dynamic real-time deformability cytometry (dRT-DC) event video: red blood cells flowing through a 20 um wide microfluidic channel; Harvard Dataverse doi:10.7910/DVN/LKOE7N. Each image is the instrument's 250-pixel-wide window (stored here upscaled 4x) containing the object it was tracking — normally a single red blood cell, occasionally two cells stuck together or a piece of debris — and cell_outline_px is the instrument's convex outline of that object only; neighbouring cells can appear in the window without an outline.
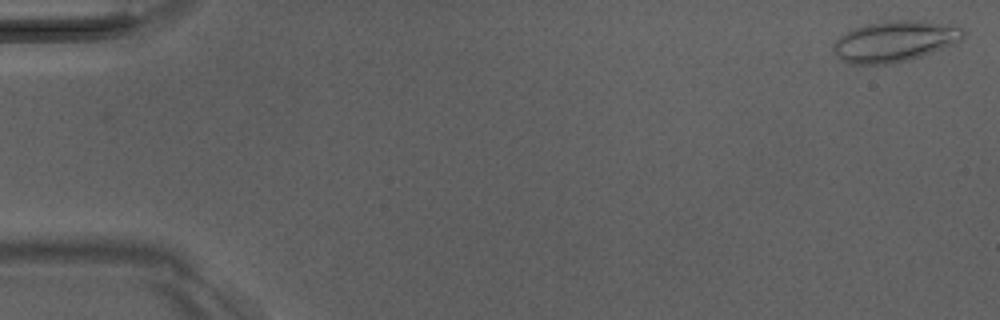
{"species": "Egyptian fruit bat (a non-hibernating species)", "species_latin": "Rousettus aegyptiacus", "temperature_condition": "room temperature", "stored_images_in_passage": 51, "camera_frame_rate_fps": 3000, "um_per_image_px": 0.085, "animal": {"sex": "male"}, "frame": {"image": 1, "passage_image": 1, "time_ms": 0.0, "image_size_px": [1000, 320], "cell_outline_px": [[964, 36], [960, 40], [952, 44], [932, 52], [908, 60], [892, 64], [852, 64], [836, 56], [832, 52], [832, 44], [840, 36], [856, 28], [868, 24], [892, 20], [924, 20], [956, 24], [964, 32]], "centroid_in_image_um": [76.06, 3.5], "position_along_channel_um": 8.9, "area_um2": 30.92}}
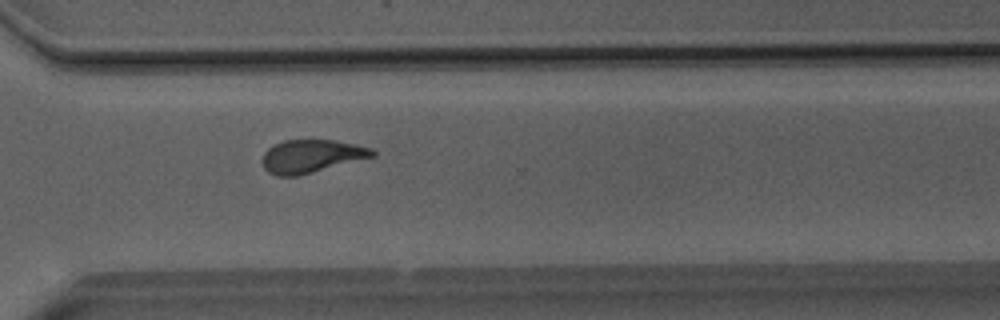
{"frame": {"image": 2, "passage_image": 37, "time_ms": 12.0, "image_size_px": [1000, 320], "cell_outline_px": [[376, 156], [296, 176], [276, 176], [268, 172], [264, 168], [260, 160], [264, 152], [268, 148], [284, 140], [336, 140], [356, 144], [372, 148], [376, 152]], "centroid_in_image_um": [26.46, 13.27], "position_along_channel_um": 344.1, "area_um2": 21.27}}
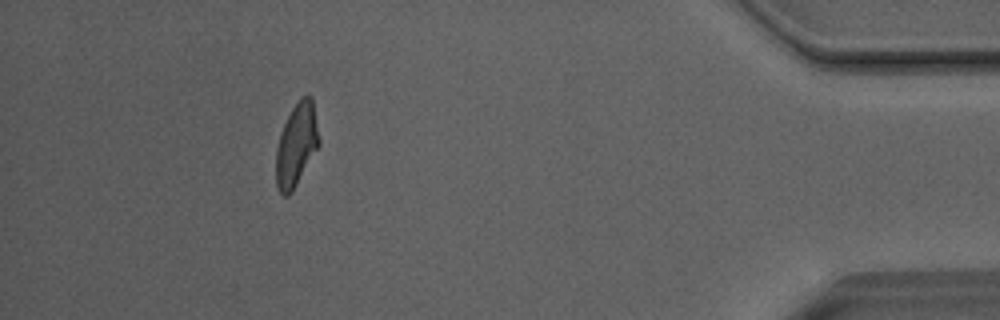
{"frame": {"image": 3, "passage_image": 46, "time_ms": 15.0, "image_size_px": [1000, 320], "cell_outline_px": [[320, 144], [292, 192], [288, 196], [284, 196], [280, 192], [276, 184], [276, 148], [280, 132], [292, 108], [300, 96], [312, 96], [320, 140]], "centroid_in_image_um": [25.2, 12.3], "position_along_channel_um": 410.0, "area_um2": 20.81}, "authors_computed_cell_mechanics": {"area_um2": 22.0796, "velocity_mm_per_s": 4.0544, "shape_relaxation_time_tau1_ms": 6.5525, "shape_relaxation_time_tau2_ms": 1.0485, "deformation_change_tau1": 0.1754, "deformation_change_tau2": 0.064}}